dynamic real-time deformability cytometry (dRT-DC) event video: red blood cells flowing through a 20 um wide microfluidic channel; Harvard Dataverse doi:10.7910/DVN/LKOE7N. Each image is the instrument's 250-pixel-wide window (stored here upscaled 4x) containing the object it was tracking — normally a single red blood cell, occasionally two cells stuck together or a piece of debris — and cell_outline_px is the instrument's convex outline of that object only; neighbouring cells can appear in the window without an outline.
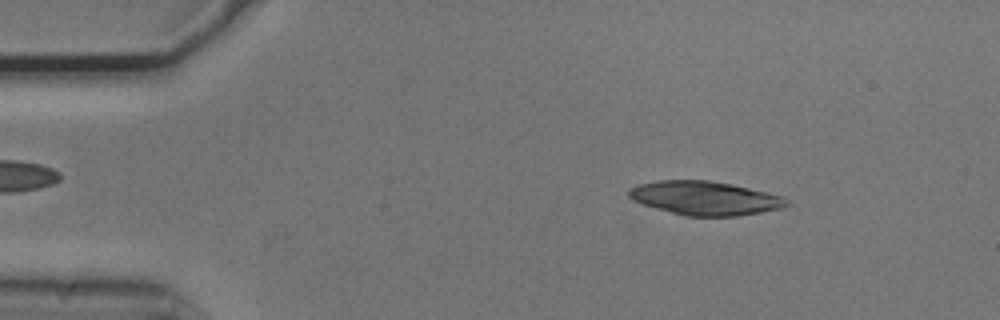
{"species": "common noctule bat (a hibernating species)", "species_latin": "Nyctalus noctula", "temperature_condition": "cold", "stored_images_in_passage": 15, "camera_frame_rate_fps": 3000, "um_per_image_px": 0.085, "animal": {"sex": "male", "body_mass_g": 20.5, "forearm_length_mm": 52.5}, "frame": {"image": 1, "passage_image": 7, "time_ms": 2.0, "image_size_px": [1000, 320], "cell_outline_px": [[792, 204], [780, 208], [760, 212], [736, 216], [684, 216], [656, 208], [632, 200], [628, 196], [628, 192], [632, 188], [640, 184], [656, 180], [708, 180], [732, 184], [768, 192], [784, 196]], "centroid_in_image_um": [59.96, 16.84], "position_along_channel_um": 25.0, "area_um2": 31.1}}